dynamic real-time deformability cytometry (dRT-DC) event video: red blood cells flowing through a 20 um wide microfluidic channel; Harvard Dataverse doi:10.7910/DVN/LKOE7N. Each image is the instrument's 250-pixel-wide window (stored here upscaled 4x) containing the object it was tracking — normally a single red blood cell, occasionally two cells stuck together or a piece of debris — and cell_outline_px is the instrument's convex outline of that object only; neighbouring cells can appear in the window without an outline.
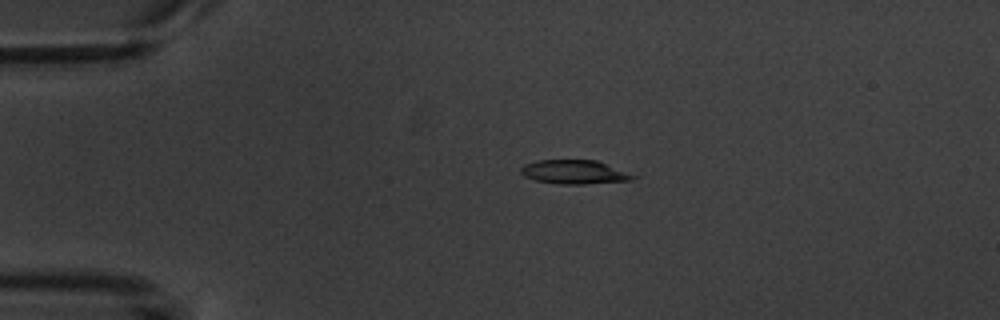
{"species": "common noctule bat (a hibernating species)", "species_latin": "Nyctalus noctula", "temperature_condition": "warm", "stored_images_in_passage": 3, "camera_frame_rate_fps": 3000, "um_per_image_px": 0.085, "animal": {"sex": "male", "body_mass_g": 20.1, "forearm_length_mm": 53.5}, "frame": {"image": 1, "passage_image": 2, "time_ms": 1.333, "image_size_px": [1000, 320], "cell_outline_px": [[640, 176], [632, 180], [584, 184], [560, 184], [536, 180], [524, 176], [520, 172], [520, 168], [524, 164], [540, 160], [596, 160]], "centroid_in_image_um": [48.85, 14.62], "position_along_channel_um": 36.1, "area_um2": 15.66}}